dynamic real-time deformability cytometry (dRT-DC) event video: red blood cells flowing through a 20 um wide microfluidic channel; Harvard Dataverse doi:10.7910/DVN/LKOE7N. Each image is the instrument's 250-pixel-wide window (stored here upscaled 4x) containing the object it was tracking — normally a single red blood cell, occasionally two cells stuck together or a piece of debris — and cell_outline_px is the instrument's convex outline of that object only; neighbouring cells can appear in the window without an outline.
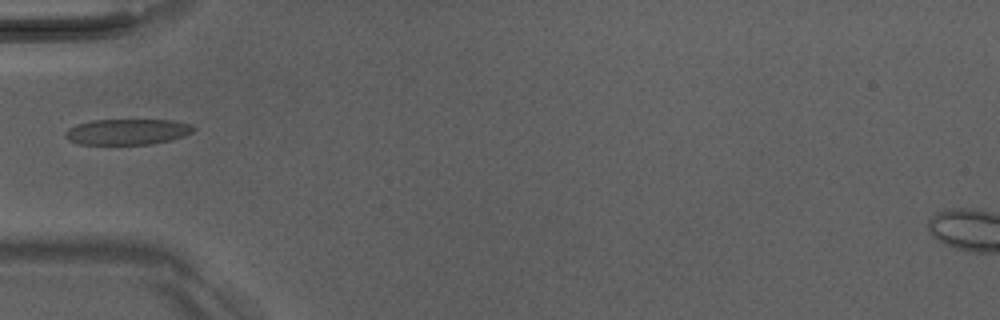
{"species": "Egyptian fruit bat (a non-hibernating species)", "species_latin": "Rousettus aegyptiacus", "temperature_condition": "room temperature", "stored_images_in_passage": 18, "camera_frame_rate_fps": 3000, "um_per_image_px": 0.085, "animal": {"sex": "male"}, "frame": {"image": 1, "passage_image": 1, "time_ms": 0.0, "image_size_px": [1000, 320], "cell_outline_px": [[196, 128], [192, 132], [184, 136], [152, 144], [80, 144], [68, 140], [64, 136], [64, 132], [68, 128], [76, 124], [92, 120], [172, 120], [192, 124]], "centroid_in_image_um": [10.81, 11.19], "position_along_channel_um": 74.2, "area_um2": 19.31}}